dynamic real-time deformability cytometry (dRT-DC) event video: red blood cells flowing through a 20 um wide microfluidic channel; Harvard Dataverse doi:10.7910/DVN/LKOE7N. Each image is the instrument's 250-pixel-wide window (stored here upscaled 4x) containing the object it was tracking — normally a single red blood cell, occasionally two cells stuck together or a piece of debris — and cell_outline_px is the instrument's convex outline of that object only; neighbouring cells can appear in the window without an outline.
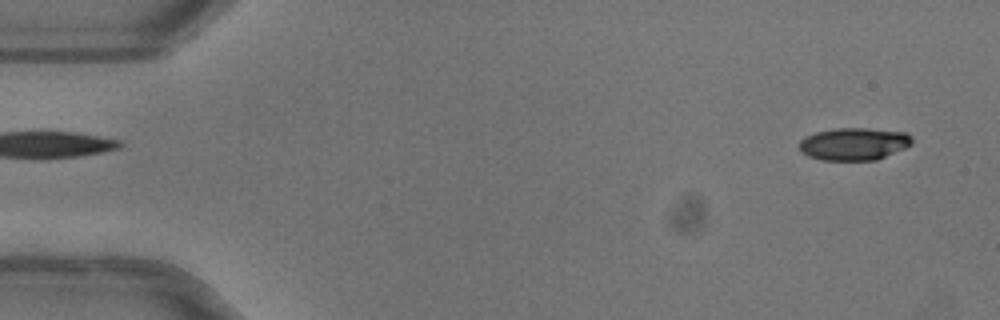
{"species": "common noctule bat (a hibernating species)", "species_latin": "Nyctalus noctula", "temperature_condition": "warm", "stored_images_in_passage": 50, "camera_frame_rate_fps": 3000, "um_per_image_px": 0.085, "animal": {"sex": "female"}, "frame": {"image": 1, "passage_image": 2, "time_ms": 0.333, "image_size_px": [1000, 320], "cell_outline_px": [[912, 144], [904, 148], [876, 160], [820, 160], [808, 156], [800, 152], [800, 140], [804, 136], [816, 132], [836, 128], [868, 128], [908, 132], [912, 136]], "centroid_in_image_um": [72.58, 12.22], "position_along_channel_um": 12.4, "area_um2": 21.5}}
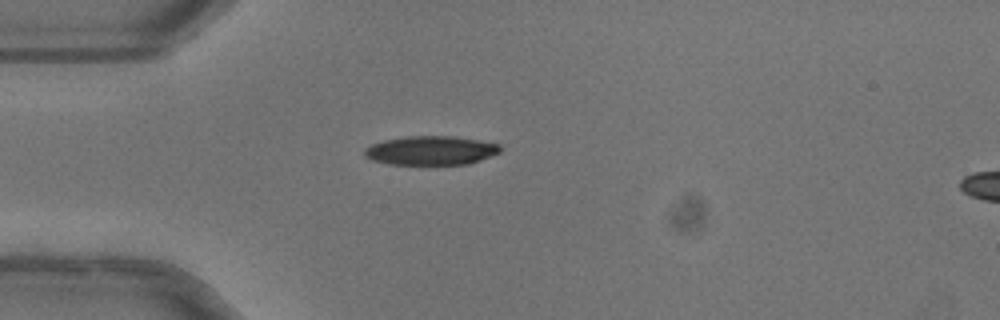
{"frame": {"image": 2, "passage_image": 13, "time_ms": 4.0, "image_size_px": [1000, 320], "cell_outline_px": [[500, 152], [480, 160], [468, 164], [388, 164], [372, 160], [364, 156], [364, 148], [372, 144], [384, 140], [408, 136], [452, 136], [500, 144]], "centroid_in_image_um": [36.59, 12.79], "position_along_channel_um": 48.4, "area_um2": 22.77}, "authors_computed_cell_mechanics": {"area_um2": 23.4379, "velocity_mm_per_s": 4.0491, "shape_relaxation_time_tau1_ms": 3.8419, "shape_relaxation_time_tau2_ms": null, "deformation_change_tau1": 0.1623, "deformation_change_tau2": null}}